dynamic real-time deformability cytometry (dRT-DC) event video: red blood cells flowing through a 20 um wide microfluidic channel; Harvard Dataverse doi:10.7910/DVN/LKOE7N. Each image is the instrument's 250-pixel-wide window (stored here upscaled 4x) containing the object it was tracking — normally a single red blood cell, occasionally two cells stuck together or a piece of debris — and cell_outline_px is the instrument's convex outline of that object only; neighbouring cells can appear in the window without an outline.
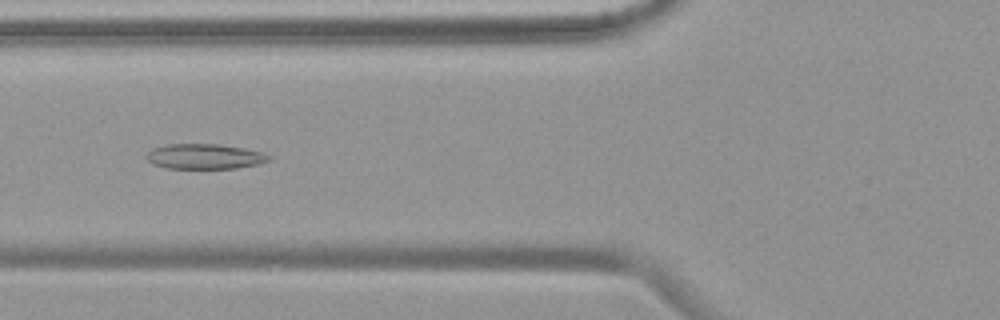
{"species": "common noctule bat (a hibernating species)", "species_latin": "Nyctalus noctula", "temperature_condition": "warm", "stored_images_in_passage": 39, "camera_frame_rate_fps": 3000, "um_per_image_px": 0.085, "animal": {"sex": "female", "body_mass_g": 19.9}, "frame": {"image": 1, "passage_image": 6, "time_ms": 1.667, "image_size_px": [1000, 320], "cell_outline_px": [[272, 160], [256, 164], [236, 168], [168, 168], [152, 164], [144, 156], [152, 148], [168, 144], [216, 144], [244, 148], [264, 152], [272, 156]], "centroid_in_image_um": [17.4, 13.29], "position_along_channel_um": 108.4, "area_um2": 17.98}}
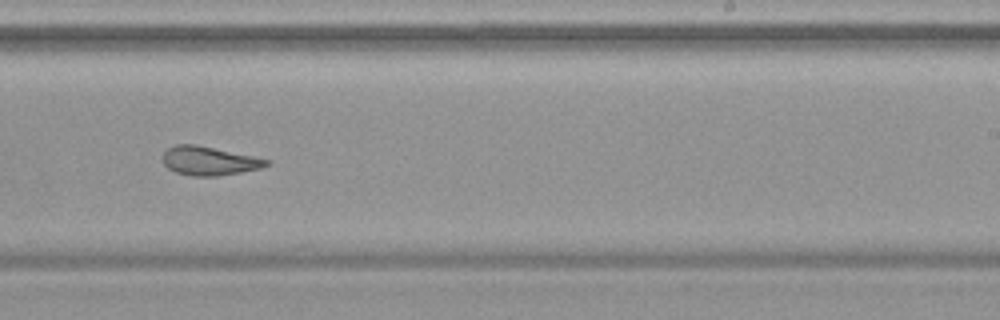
{"frame": {"image": 2, "passage_image": 19, "time_ms": 6.0, "image_size_px": [1000, 320], "cell_outline_px": [[272, 160], [268, 164], [260, 168], [240, 172], [216, 176], [192, 176], [176, 172], [168, 168], [164, 164], [160, 156], [168, 148], [176, 144], [196, 144]], "centroid_in_image_um": [17.73, 13.66], "position_along_channel_um": 271.3, "area_um2": 17.4}}
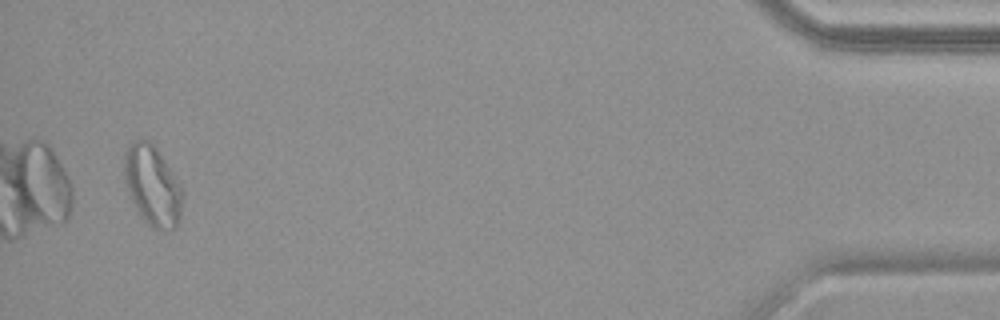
{"frame": {"image": 3, "passage_image": 37, "time_ms": 12.0, "image_size_px": [1000, 320], "cell_outline_px": [[184, 196], [180, 216], [176, 228], [152, 228], [136, 212], [124, 180], [124, 156], [132, 140], [152, 140], [184, 188]], "centroid_in_image_um": [12.98, 15.75], "position_along_channel_um": 422.2, "area_um2": 27.63}, "authors_computed_cell_mechanics": {"area_um2": 17.9758, "velocity_mm_per_s": 3.7642, "shape_relaxation_time_tau1_ms": 8.0216, "shape_relaxation_time_tau2_ms": 2.4436, "deformation_change_tau1": 0.1823, "deformation_change_tau2": 0.1051}}